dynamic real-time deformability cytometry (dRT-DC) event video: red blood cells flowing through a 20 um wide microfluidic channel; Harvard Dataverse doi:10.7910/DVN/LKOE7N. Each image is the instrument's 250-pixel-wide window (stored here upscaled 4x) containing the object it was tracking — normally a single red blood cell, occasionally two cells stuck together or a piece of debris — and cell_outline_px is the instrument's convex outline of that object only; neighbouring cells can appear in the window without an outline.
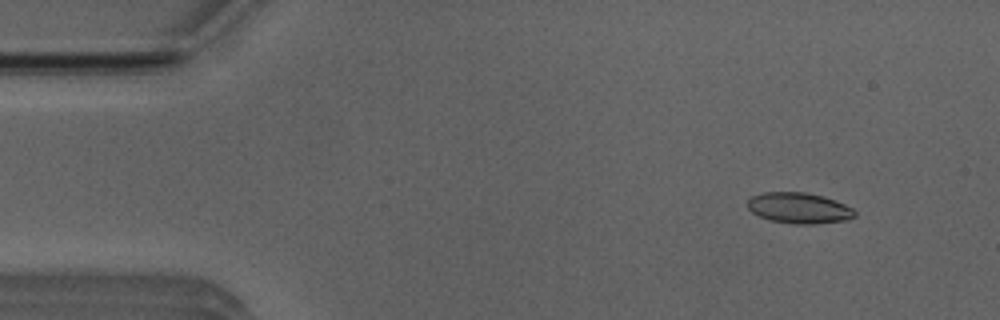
{"species": "Egyptian fruit bat (a non-hibernating species)", "species_latin": "Rousettus aegyptiacus", "temperature_condition": "room temperature", "stored_images_in_passage": 50, "camera_frame_rate_fps": 3000, "um_per_image_px": 0.085, "animal": {"sex": "male"}, "frame": {"image": 1, "passage_image": 4, "time_ms": 1.0, "image_size_px": [1000, 320], "cell_outline_px": [[856, 216], [848, 220], [816, 224], [792, 224], [768, 220], [752, 212], [748, 208], [748, 200], [752, 196], [764, 192], [804, 192], [824, 196], [836, 200], [852, 208], [856, 212]], "centroid_in_image_um": [67.94, 17.69], "position_along_channel_um": 17.1, "area_um2": 19.42}}
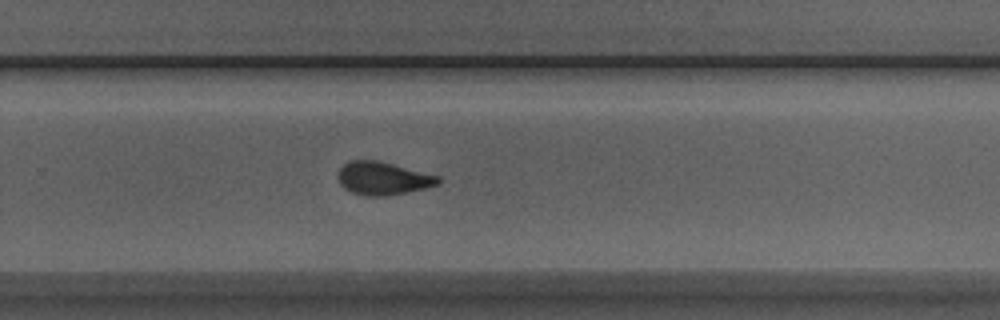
{"frame": {"image": 2, "passage_image": 32, "time_ms": 10.333, "image_size_px": [1000, 320], "cell_outline_px": [[440, 184], [424, 188], [384, 196], [368, 196], [352, 192], [344, 188], [340, 184], [340, 168], [348, 160], [376, 160], [440, 176]], "centroid_in_image_um": [32.56, 15.15], "position_along_channel_um": 297.2, "area_um2": 18.9}}
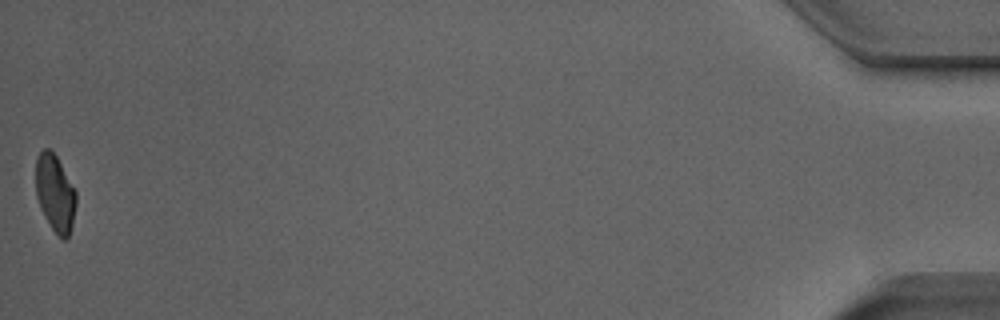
{"frame": {"image": 3, "passage_image": 50, "time_ms": 16.333, "image_size_px": [1000, 320], "cell_outline_px": [[76, 204], [72, 224], [68, 236], [64, 240], [60, 240], [44, 216], [40, 208], [36, 196], [36, 156], [44, 148], [48, 148], [56, 156], [76, 192]], "centroid_in_image_um": [4.67, 16.44], "position_along_channel_um": 430.5, "area_um2": 17.98}, "authors_computed_cell_mechanics": {"area_um2": 19.2185, "velocity_mm_per_s": 3.9877, "shape_relaxation_time_tau1_ms": 4.6776, "shape_relaxation_time_tau2_ms": 1.5779, "deformation_change_tau1": 0.1742, "deformation_change_tau2": 0.0889}}